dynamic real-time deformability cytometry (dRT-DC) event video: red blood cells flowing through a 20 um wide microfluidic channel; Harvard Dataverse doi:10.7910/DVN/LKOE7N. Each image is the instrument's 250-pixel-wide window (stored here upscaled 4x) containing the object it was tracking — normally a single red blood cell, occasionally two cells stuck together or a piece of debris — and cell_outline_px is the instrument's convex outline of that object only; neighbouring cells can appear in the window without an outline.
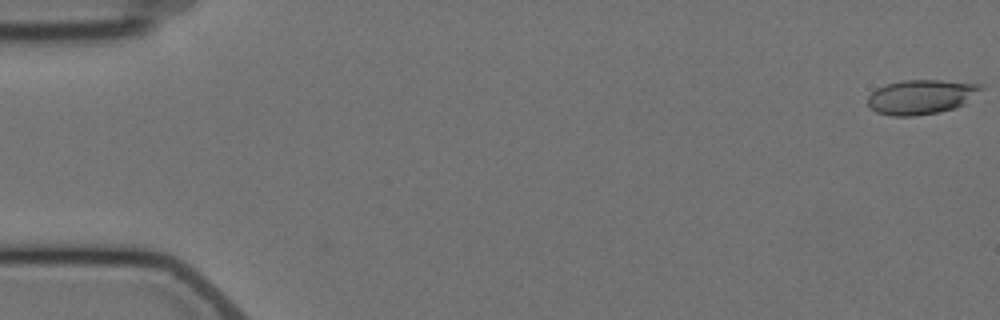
{"species": "Egyptian fruit bat (a non-hibernating species)", "species_latin": "Rousettus aegyptiacus", "temperature_condition": "cold", "stored_images_in_passage": 5, "camera_frame_rate_fps": 3000, "um_per_image_px": 0.085, "animal": {"sex": "female"}, "frame": {"image": 1, "passage_image": 1, "time_ms": 0.0, "image_size_px": [1000, 320], "cell_outline_px": [[984, 88], [964, 104], [956, 108], [940, 112], [912, 116], [892, 116], [876, 112], [868, 104], [868, 96], [876, 88], [888, 84], [904, 80], [940, 80], [984, 84]], "centroid_in_image_um": [78.32, 8.23], "position_along_channel_um": 6.7, "area_um2": 22.83}}
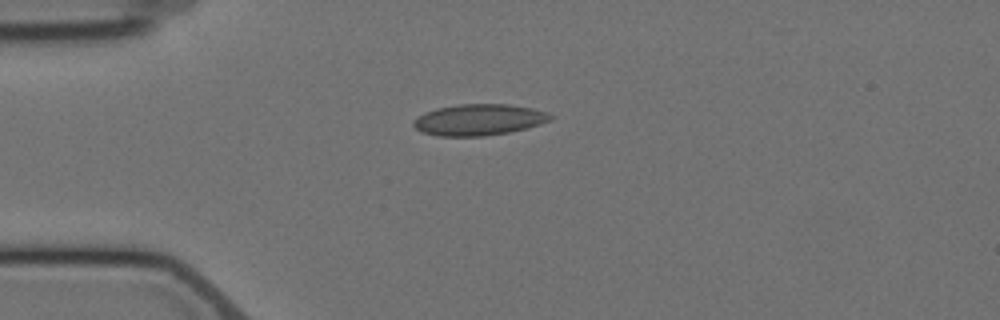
{"frame": {"image": 2, "passage_image": 5, "time_ms": 4.667, "image_size_px": [1000, 320], "cell_outline_px": [[556, 116], [552, 120], [540, 124], [508, 132], [484, 136], [440, 136], [420, 132], [412, 124], [412, 120], [416, 116], [424, 112], [436, 108], [460, 104], [508, 104], [532, 108], [548, 112]], "centroid_in_image_um": [40.69, 10.17], "position_along_channel_um": 44.3, "area_um2": 25.14}}